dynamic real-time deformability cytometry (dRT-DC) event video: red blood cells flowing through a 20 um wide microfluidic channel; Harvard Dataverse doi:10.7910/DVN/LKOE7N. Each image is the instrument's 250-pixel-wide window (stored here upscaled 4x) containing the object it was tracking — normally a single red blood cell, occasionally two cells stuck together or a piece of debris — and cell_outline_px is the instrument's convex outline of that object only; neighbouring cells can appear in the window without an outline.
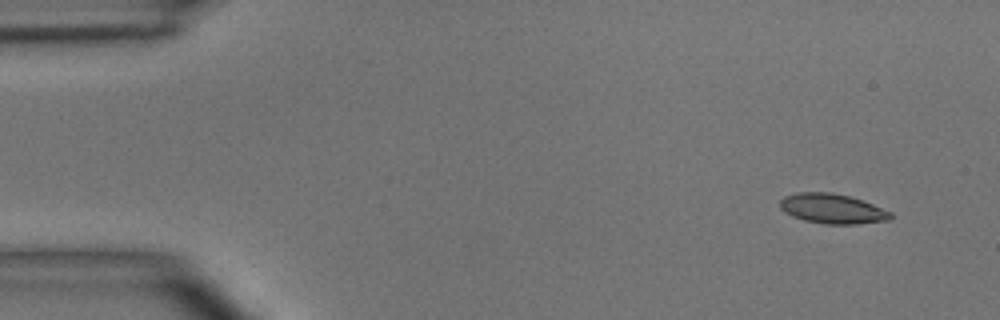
{"species": "common noctule bat (a hibernating species)", "species_latin": "Nyctalus noctula", "temperature_condition": "room temperature", "stored_images_in_passage": 4, "camera_frame_rate_fps": 3000, "um_per_image_px": 0.085, "animal": {"sex": "male", "body_mass_g": 15.6}, "frame": {"image": 1, "passage_image": 1, "time_ms": 0.0, "image_size_px": [1000, 320], "cell_outline_px": [[892, 216], [888, 220], [856, 224], [824, 224], [804, 220], [792, 216], [784, 212], [780, 208], [780, 200], [784, 196], [796, 192], [832, 192], [848, 196], [872, 204], [892, 212]], "centroid_in_image_um": [70.71, 17.74], "position_along_channel_um": 14.3, "area_um2": 19.19}}
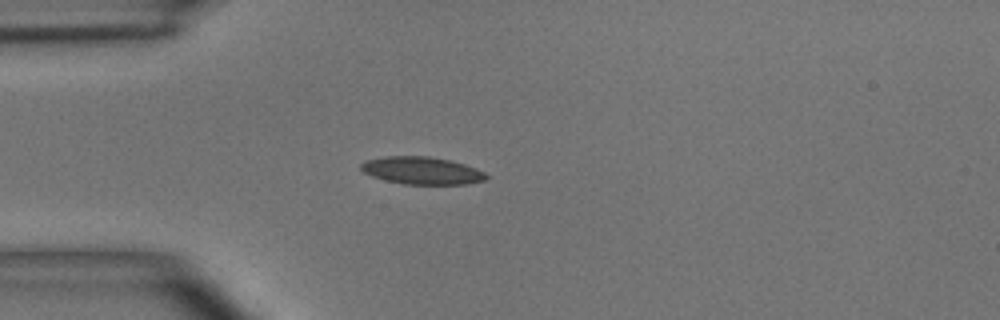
{"frame": {"image": 2, "passage_image": 4, "time_ms": 3.333, "image_size_px": [1000, 320], "cell_outline_px": [[488, 180], [464, 184], [404, 184], [372, 176], [364, 172], [360, 168], [360, 164], [364, 160], [384, 156], [428, 156], [448, 160], [464, 164], [476, 168], [484, 172], [488, 176]], "centroid_in_image_um": [35.86, 14.49], "position_along_channel_um": 49.1, "area_um2": 20.0}}